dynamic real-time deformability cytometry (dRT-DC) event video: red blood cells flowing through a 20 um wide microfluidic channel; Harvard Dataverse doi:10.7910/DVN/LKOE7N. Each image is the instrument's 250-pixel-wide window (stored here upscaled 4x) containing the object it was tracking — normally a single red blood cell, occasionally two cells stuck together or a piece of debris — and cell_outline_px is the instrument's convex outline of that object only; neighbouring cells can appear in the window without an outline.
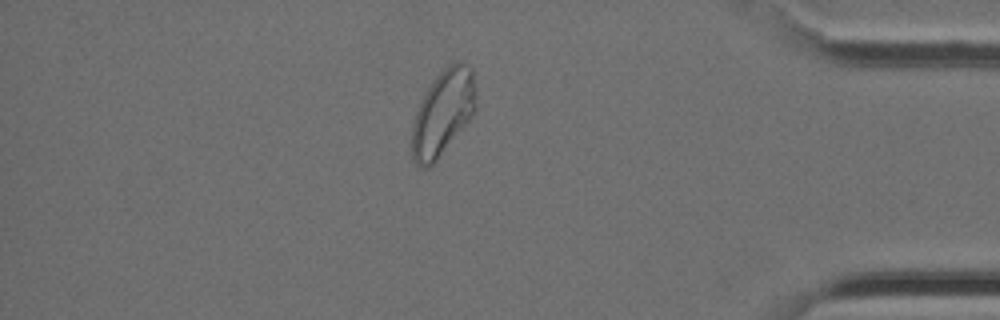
{"species": "Egyptian fruit bat (a non-hibernating species)", "species_latin": "Rousettus aegyptiacus", "temperature_condition": "cold", "stored_images_in_passage": 34, "camera_frame_rate_fps": 3000, "um_per_image_px": 0.085, "animal": {"sex": "female"}, "frame": {"image": 1, "passage_image": 29, "time_ms": 9.333, "image_size_px": [1000, 320], "cell_outline_px": [[476, 112], [436, 160], [428, 168], [420, 168], [412, 160], [412, 124], [416, 112], [424, 92], [436, 76], [444, 68], [460, 60], [472, 68], [476, 88]], "centroid_in_image_um": [37.66, 9.58], "position_along_channel_um": 397.5, "area_um2": 32.02}}